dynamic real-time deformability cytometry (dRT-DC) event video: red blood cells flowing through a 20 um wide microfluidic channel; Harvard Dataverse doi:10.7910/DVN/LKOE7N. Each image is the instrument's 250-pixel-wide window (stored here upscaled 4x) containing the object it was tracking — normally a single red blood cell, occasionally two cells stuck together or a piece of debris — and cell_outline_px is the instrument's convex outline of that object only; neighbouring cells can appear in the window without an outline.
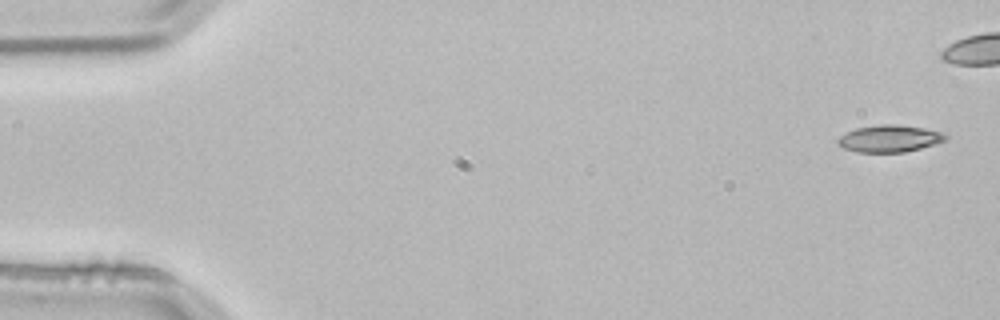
{"species": "common noctule bat (a hibernating species)", "species_latin": "Nyctalus noctula", "temperature_condition": "room temperature", "stored_images_in_passage": 4, "camera_frame_rate_fps": 3000, "um_per_image_px": 0.085, "animal": {"sex": "male", "body_mass_g": 21.5, "forearm_length_mm": 52.0}, "frame": {"image": 1, "passage_image": 1, "time_ms": 0.0, "image_size_px": [1000, 320], "cell_outline_px": [[948, 140], [920, 148], [904, 152], [856, 152], [844, 148], [836, 144], [836, 140], [840, 136], [856, 128], [880, 124], [896, 124], [924, 128], [940, 132], [948, 136]], "centroid_in_image_um": [75.59, 11.78], "position_along_channel_um": 9.4, "area_um2": 16.94}}